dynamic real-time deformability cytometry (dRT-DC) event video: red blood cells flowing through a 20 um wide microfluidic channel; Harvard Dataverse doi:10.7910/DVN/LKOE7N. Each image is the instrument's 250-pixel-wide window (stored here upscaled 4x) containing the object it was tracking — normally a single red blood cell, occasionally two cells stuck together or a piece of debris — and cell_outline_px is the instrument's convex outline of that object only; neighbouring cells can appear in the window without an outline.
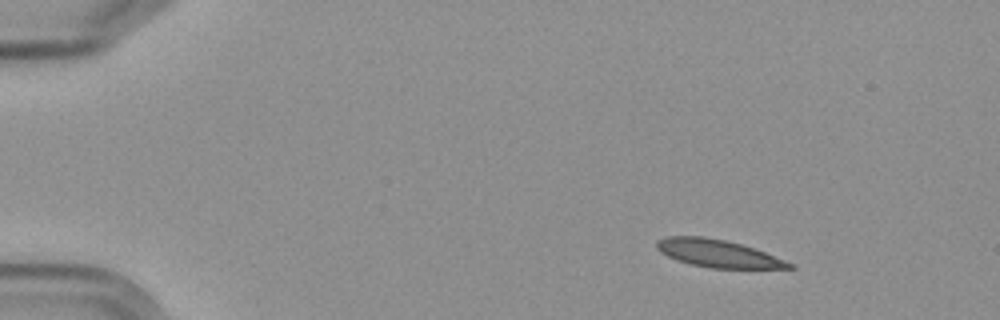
{"species": "Egyptian fruit bat (a non-hibernating species)", "species_latin": "Rousettus aegyptiacus", "temperature_condition": "cold", "stored_images_in_passage": 6, "camera_frame_rate_fps": 3000, "um_per_image_px": 0.085, "frame": {"image": 1, "passage_image": 2, "time_ms": 1.0, "image_size_px": [1000, 320], "cell_outline_px": [[796, 268], [712, 268], [692, 264], [676, 260], [660, 252], [656, 248], [656, 240], [664, 236], [704, 236], [724, 240], [740, 244], [764, 252], [784, 260], [792, 264]], "centroid_in_image_um": [60.94, 21.53], "position_along_channel_um": 24.1, "area_um2": 21.04}}
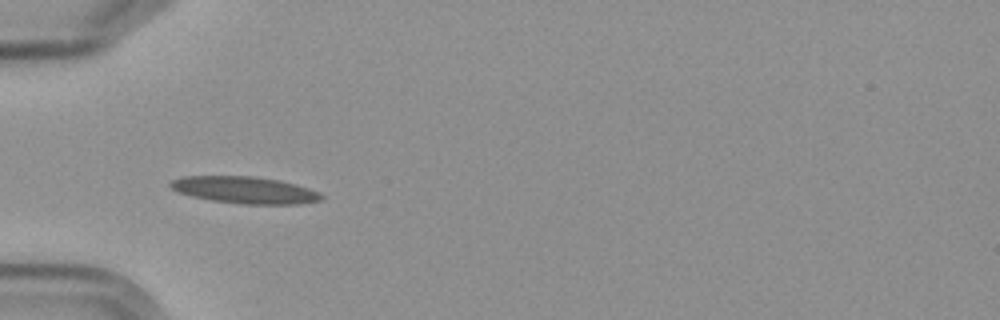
{"frame": {"image": 2, "passage_image": 5, "time_ms": 4.667, "image_size_px": [1000, 320], "cell_outline_px": [[324, 196], [320, 200], [300, 204], [240, 204], [212, 200], [192, 196], [180, 192], [172, 188], [168, 184], [172, 180], [184, 176], [252, 176], [280, 180], [296, 184], [320, 192]], "centroid_in_image_um": [20.84, 16.15], "position_along_channel_um": 64.2, "area_um2": 23.58}}
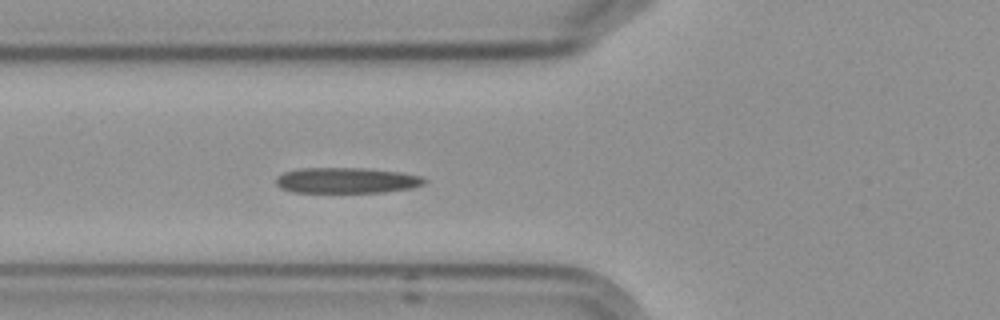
{"frame": {"image": 3, "passage_image": 6, "time_ms": 5.667, "image_size_px": [1000, 320], "cell_outline_px": [[428, 180], [424, 184], [412, 188], [384, 192], [292, 192], [280, 188], [276, 184], [276, 176], [284, 172], [296, 168], [364, 168], [400, 172], [420, 176]], "centroid_in_image_um": [29.43, 15.33], "position_along_channel_um": 96.4, "area_um2": 22.31}}